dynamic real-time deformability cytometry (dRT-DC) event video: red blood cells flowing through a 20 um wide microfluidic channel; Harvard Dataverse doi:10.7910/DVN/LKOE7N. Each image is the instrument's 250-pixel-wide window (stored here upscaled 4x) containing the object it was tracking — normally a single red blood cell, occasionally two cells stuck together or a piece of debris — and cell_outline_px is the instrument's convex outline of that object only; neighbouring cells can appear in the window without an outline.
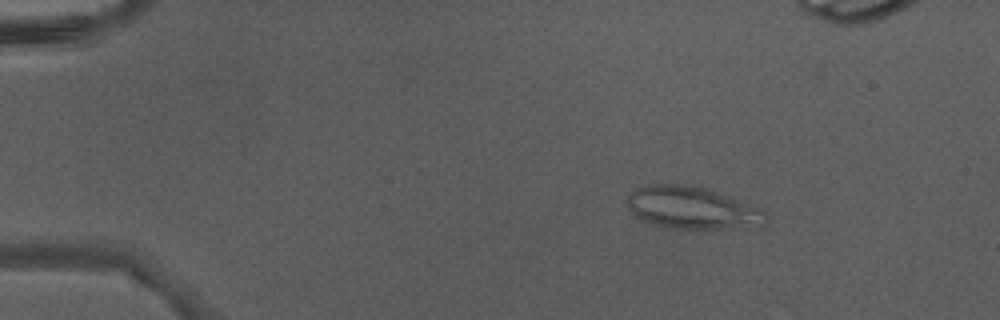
{"species": "Egyptian fruit bat (a non-hibernating species)", "species_latin": "Rousettus aegyptiacus", "temperature_condition": "warm", "stored_images_in_passage": 44, "camera_frame_rate_fps": 3000, "um_per_image_px": 0.085, "animal": {"sex": "male"}, "frame": {"image": 1, "passage_image": 4, "time_ms": 1.0, "image_size_px": [1000, 320], "cell_outline_px": [[768, 224], [764, 228], [668, 228], [652, 224], [636, 216], [628, 208], [628, 196], [636, 188], [648, 184], [700, 184], [768, 212]], "centroid_in_image_um": [58.92, 17.67], "position_along_channel_um": 26.1, "area_um2": 34.85}}
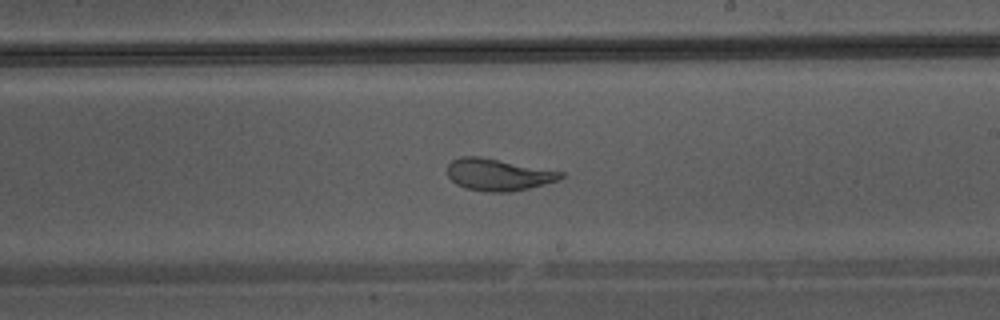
{"frame": {"image": 2, "passage_image": 25, "time_ms": 8.0, "image_size_px": [1000, 320], "cell_outline_px": [[564, 176], [560, 180], [528, 188], [508, 192], [488, 192], [464, 188], [456, 184], [448, 176], [448, 164], [452, 160], [460, 156], [480, 156], [564, 172]], "centroid_in_image_um": [42.34, 14.84], "position_along_channel_um": 246.7, "area_um2": 21.1}}
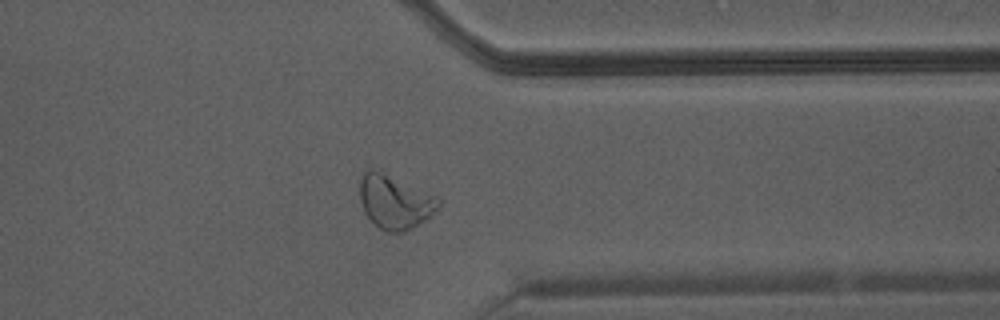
{"frame": {"image": 3, "passage_image": 34, "time_ms": 11.0, "image_size_px": [1000, 320], "cell_outline_px": [[440, 204], [432, 216], [412, 228], [404, 232], [388, 232], [380, 228], [364, 212], [360, 200], [360, 180], [364, 172], [368, 168], [372, 168], [384, 172], [436, 196], [440, 200]], "centroid_in_image_um": [33.56, 17.15], "position_along_channel_um": 377.8, "area_um2": 24.57}}